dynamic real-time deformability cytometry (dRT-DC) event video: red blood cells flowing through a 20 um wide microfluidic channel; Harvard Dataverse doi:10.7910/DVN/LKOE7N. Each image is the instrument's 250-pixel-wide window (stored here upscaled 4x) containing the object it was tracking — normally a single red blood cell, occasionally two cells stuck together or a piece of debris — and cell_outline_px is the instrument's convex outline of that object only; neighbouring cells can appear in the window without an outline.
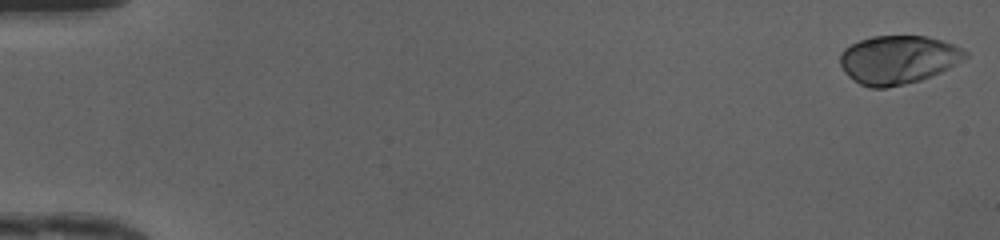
{"species": "human", "species_latin": "Homo sapiens", "temperature_condition": "cold", "stored_images_in_passage": 49, "camera_frame_rate_fps": 3000, "um_per_image_px": 0.085, "donor": {"sex": "female"}, "frame": {"image": 1, "passage_image": 1, "time_ms": 0.0, "image_size_px": [1000, 240], "cell_outline_px": [[968, 56], [956, 64], [932, 76], [920, 80], [888, 88], [872, 88], [860, 84], [848, 76], [844, 72], [840, 64], [840, 52], [844, 48], [860, 40], [872, 36], [928, 36], [952, 44], [968, 52]], "centroid_in_image_um": [76.31, 5.07], "position_along_channel_um": 8.7, "area_um2": 35.32}}
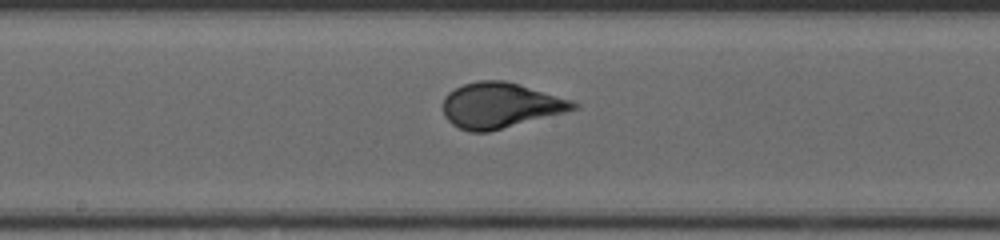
{"frame": {"image": 2, "passage_image": 27, "time_ms": 8.667, "image_size_px": [1000, 240], "cell_outline_px": [[580, 108], [488, 132], [468, 132], [452, 124], [444, 116], [444, 96], [448, 92], [464, 84], [480, 80], [504, 80], [520, 84], [572, 100], [580, 104]], "centroid_in_image_um": [42.53, 8.95], "position_along_channel_um": 205.7, "area_um2": 34.39}}
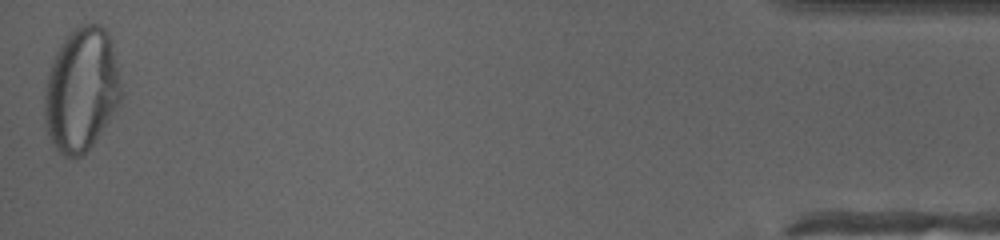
{"frame": {"image": 3, "passage_image": 49, "time_ms": 16.0, "image_size_px": [1000, 240], "cell_outline_px": [[124, 96], [92, 144], [80, 156], [64, 156], [56, 148], [48, 132], [44, 116], [44, 92], [48, 72], [52, 60], [60, 44], [80, 24], [100, 24], [108, 32], [116, 60], [124, 92]], "centroid_in_image_um": [6.93, 7.59], "position_along_channel_um": 428.3, "area_um2": 54.91}, "authors_computed_cell_mechanics": {"area_um2": 34.391, "velocity_mm_per_s": 4.1799, "shape_relaxation_time_tau1_ms": 4.4386, "shape_relaxation_time_tau2_ms": null, "deformation_change_tau1": 0.2237, "deformation_change_tau2": null}}